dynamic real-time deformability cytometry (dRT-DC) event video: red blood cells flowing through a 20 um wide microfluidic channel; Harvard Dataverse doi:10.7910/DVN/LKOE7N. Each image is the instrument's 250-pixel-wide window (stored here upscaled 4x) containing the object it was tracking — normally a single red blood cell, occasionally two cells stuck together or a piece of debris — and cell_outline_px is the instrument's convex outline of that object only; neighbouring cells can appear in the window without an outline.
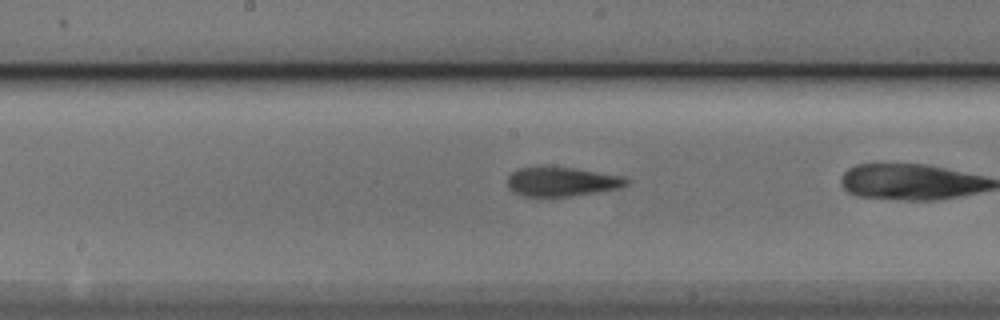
{"species": "Egyptian fruit bat (a non-hibernating species)", "species_latin": "Rousettus aegyptiacus", "temperature_condition": "cold", "stored_images_in_passage": 25, "camera_frame_rate_fps": 3000, "um_per_image_px": 0.085, "animal": {"sex": "male"}, "frame": {"image": 1, "passage_image": 24, "time_ms": 7.667, "image_size_px": [1000, 320], "cell_outline_px": [[632, 180], [628, 184], [620, 188], [600, 192], [552, 200], [524, 196], [512, 192], [508, 188], [508, 176], [512, 172], [520, 168], [572, 168], [624, 176]], "centroid_in_image_um": [47.78, 15.52], "position_along_channel_um": 200.4, "area_um2": 20.92}}